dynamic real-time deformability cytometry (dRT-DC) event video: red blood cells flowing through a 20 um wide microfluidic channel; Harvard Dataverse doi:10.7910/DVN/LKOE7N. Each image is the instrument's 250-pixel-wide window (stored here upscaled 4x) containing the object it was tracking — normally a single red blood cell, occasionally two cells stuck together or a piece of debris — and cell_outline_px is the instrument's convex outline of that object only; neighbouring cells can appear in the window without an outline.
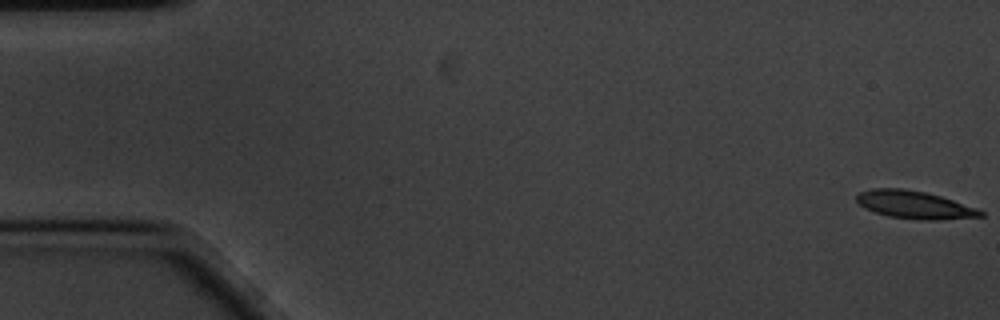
{"species": "common noctule bat (a hibernating species)", "species_latin": "Nyctalus noctula", "temperature_condition": "cold", "stored_images_in_passage": 60, "camera_frame_rate_fps": 3000, "um_per_image_px": 0.085, "animal": {"sex": "male", "body_mass_g": 20.1, "forearm_length_mm": 53.5}, "frame": {"image": 1, "passage_image": 1, "time_ms": 0.0, "image_size_px": [1000, 320], "cell_outline_px": [[984, 216], [940, 220], [924, 220], [888, 216], [876, 212], [860, 204], [856, 200], [856, 196], [860, 192], [872, 188], [904, 188], [924, 192], [940, 196], [976, 208], [984, 212]], "centroid_in_image_um": [77.74, 17.4], "position_along_channel_um": 7.3, "area_um2": 19.77}}
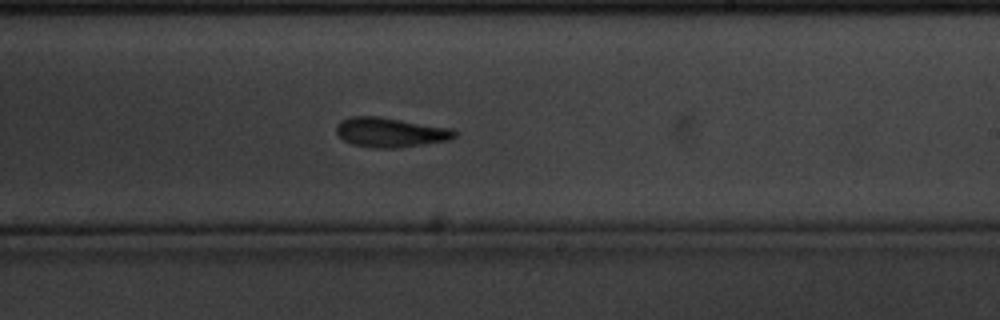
{"frame": {"image": 2, "passage_image": 35, "time_ms": 11.333, "image_size_px": [1000, 320], "cell_outline_px": [[460, 132], [456, 136], [448, 140], [396, 148], [372, 148], [352, 144], [344, 140], [336, 132], [336, 124], [352, 116], [380, 116], [452, 128]], "centroid_in_image_um": [33.21, 11.24], "position_along_channel_um": 255.8, "area_um2": 20.46}}
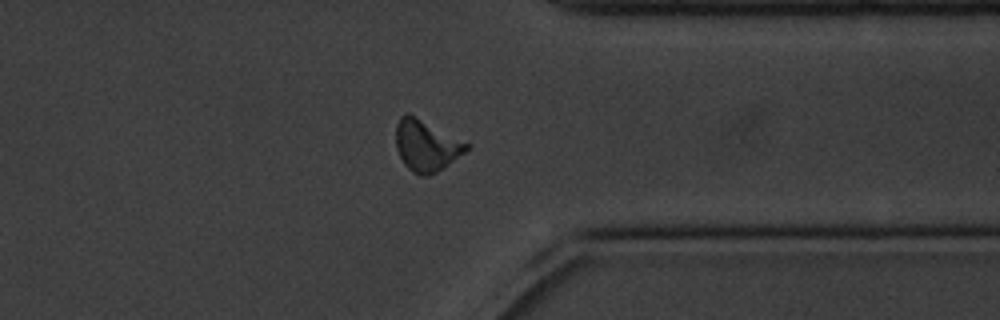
{"frame": {"image": 3, "passage_image": 46, "time_ms": 15.0, "image_size_px": [1000, 320], "cell_outline_px": [[472, 144], [464, 152], [448, 164], [436, 172], [428, 176], [420, 176], [412, 172], [404, 164], [396, 148], [396, 124], [400, 116], [408, 112]], "centroid_in_image_um": [36.22, 12.35], "position_along_channel_um": 375.2, "area_um2": 21.15}, "authors_computed_cell_mechanics": {"area_um2": 20.1722, "velocity_mm_per_s": 3.3834, "shape_relaxation_time_tau1_ms": 2.5994, "shape_relaxation_time_tau2_ms": 10.2243, "deformation_change_tau1": 0.1433, "deformation_change_tau2": 0.1616}}